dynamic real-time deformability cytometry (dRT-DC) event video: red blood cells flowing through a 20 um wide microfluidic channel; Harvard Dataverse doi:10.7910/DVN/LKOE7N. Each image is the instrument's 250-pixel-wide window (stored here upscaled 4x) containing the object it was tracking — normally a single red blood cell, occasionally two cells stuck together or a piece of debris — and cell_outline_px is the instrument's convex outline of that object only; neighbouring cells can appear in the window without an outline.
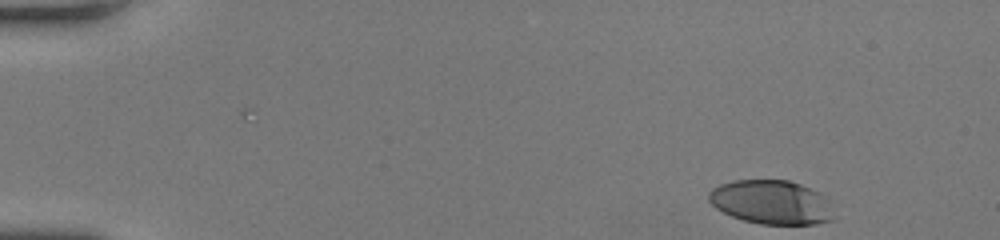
{"species": "human", "species_latin": "Homo sapiens", "temperature_condition": "room temperature", "stored_images_in_passage": 45, "camera_frame_rate_fps": 3000, "um_per_image_px": 0.085, "donor": {"sex": "female"}, "frame": {"image": 1, "passage_image": 1, "time_ms": 0.0, "image_size_px": [1000, 240], "cell_outline_px": [[836, 216], [832, 220], [816, 224], [760, 224], [744, 220], [732, 216], [716, 208], [708, 200], [708, 192], [712, 188], [720, 184], [732, 180], [788, 180], [800, 184], [820, 192], [828, 200]], "centroid_in_image_um": [65.59, 17.19], "position_along_channel_um": 19.4, "area_um2": 32.31}}
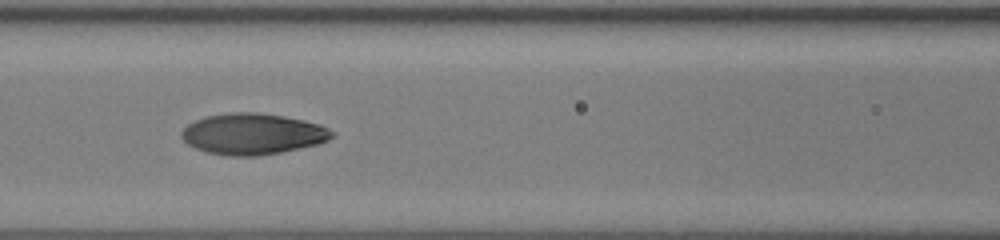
{"frame": {"image": 2, "passage_image": 19, "time_ms": 6.0, "image_size_px": [1000, 240], "cell_outline_px": [[336, 136], [328, 140], [316, 144], [280, 152], [256, 156], [228, 156], [208, 152], [196, 148], [188, 144], [180, 136], [180, 132], [188, 124], [204, 116], [232, 112], [260, 112], [284, 116], [304, 120], [320, 124], [336, 132]], "centroid_in_image_um": [21.49, 11.37], "position_along_channel_um": 145.1, "area_um2": 36.13}}
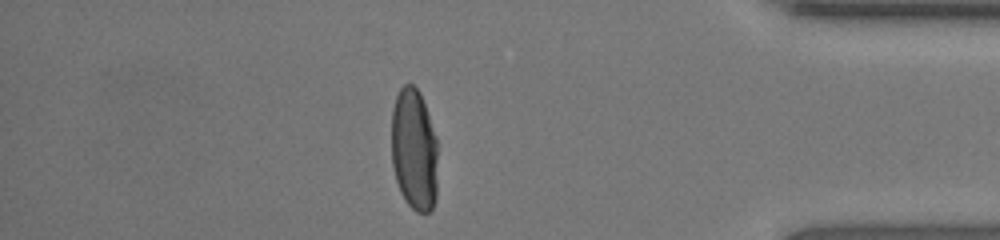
{"frame": {"image": 3, "passage_image": 39, "time_ms": 12.667, "image_size_px": [1000, 240], "cell_outline_px": [[436, 200], [432, 208], [428, 212], [416, 212], [404, 200], [400, 192], [396, 180], [392, 164], [392, 108], [396, 96], [400, 88], [404, 84], [412, 84], [420, 92], [436, 136]], "centroid_in_image_um": [35.18, 12.73], "position_along_channel_um": 400.0, "area_um2": 33.0}, "authors_computed_cell_mechanics": {"area_um2": 34.9112, "velocity_mm_per_s": 4.2761, "shape_relaxation_time_tau1_ms": 3.8815, "shape_relaxation_time_tau2_ms": 0.7991, "deformation_change_tau1": 0.2027, "deformation_change_tau2": 0.0515}}